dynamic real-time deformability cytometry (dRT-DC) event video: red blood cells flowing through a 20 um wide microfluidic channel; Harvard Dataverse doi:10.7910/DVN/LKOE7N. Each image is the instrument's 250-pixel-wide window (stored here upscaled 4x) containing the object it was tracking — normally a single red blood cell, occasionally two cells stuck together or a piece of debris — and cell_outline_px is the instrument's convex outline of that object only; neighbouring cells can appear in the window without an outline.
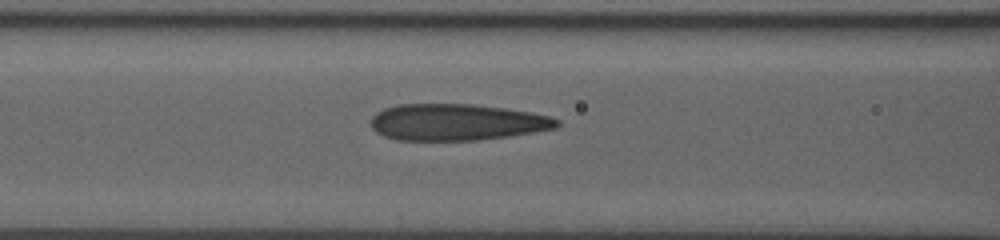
{"species": "human", "species_latin": "Homo sapiens", "temperature_condition": "room temperature", "stored_images_in_passage": 29, "camera_frame_rate_fps": 3000, "um_per_image_px": 0.085, "donor": {"sex": "male"}, "frame": {"image": 1, "passage_image": 5, "time_ms": 1.667, "image_size_px": [1000, 240], "cell_outline_px": [[560, 124], [556, 128], [508, 136], [476, 140], [396, 140], [384, 136], [376, 132], [372, 128], [372, 116], [376, 112], [384, 108], [400, 104], [472, 104], [504, 108], [528, 112], [548, 116], [560, 120]], "centroid_in_image_um": [38.79, 10.38], "position_along_channel_um": 127.8, "area_um2": 39.42}}
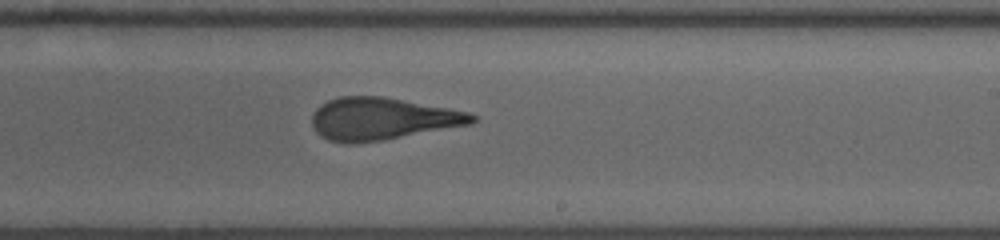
{"frame": {"image": 2, "passage_image": 16, "time_ms": 5.0, "image_size_px": [1000, 240], "cell_outline_px": [[476, 120], [472, 124], [384, 140], [352, 144], [348, 144], [328, 140], [320, 136], [316, 132], [312, 124], [312, 116], [316, 108], [320, 104], [328, 100], [340, 96], [380, 96], [448, 108], [468, 112], [476, 116]], "centroid_in_image_um": [32.45, 10.11], "position_along_channel_um": 256.6, "area_um2": 39.48}}
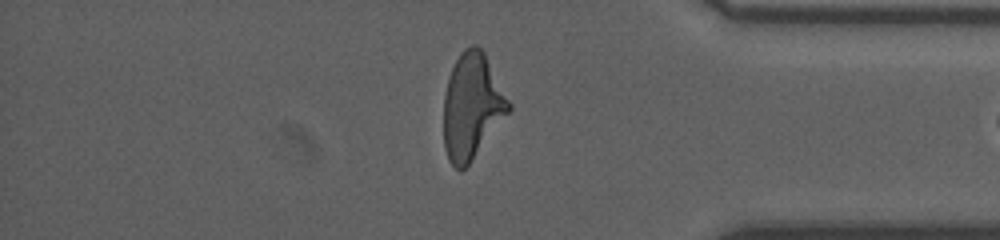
{"frame": {"image": 3, "passage_image": 28, "time_ms": 9.0, "image_size_px": [1000, 240], "cell_outline_px": [[512, 108], [468, 164], [460, 172], [448, 160], [444, 148], [444, 96], [448, 80], [452, 68], [460, 52], [464, 48], [472, 44], [476, 44], [484, 52], [512, 104]], "centroid_in_image_um": [40.11, 9.01], "position_along_channel_um": 395.1, "area_um2": 39.71}}